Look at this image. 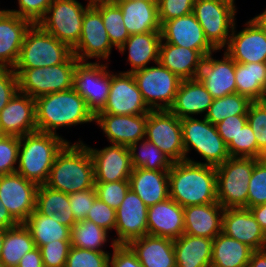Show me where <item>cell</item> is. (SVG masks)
I'll list each match as a JSON object with an SVG mask.
<instances>
[{
	"label": "cell",
	"instance_id": "obj_1",
	"mask_svg": "<svg viewBox=\"0 0 266 267\" xmlns=\"http://www.w3.org/2000/svg\"><path fill=\"white\" fill-rule=\"evenodd\" d=\"M169 197L182 207L216 203V167L186 160L173 162Z\"/></svg>",
	"mask_w": 266,
	"mask_h": 267
},
{
	"label": "cell",
	"instance_id": "obj_2",
	"mask_svg": "<svg viewBox=\"0 0 266 267\" xmlns=\"http://www.w3.org/2000/svg\"><path fill=\"white\" fill-rule=\"evenodd\" d=\"M37 131L57 134L60 127L94 122L95 116L73 88L35 99Z\"/></svg>",
	"mask_w": 266,
	"mask_h": 267
},
{
	"label": "cell",
	"instance_id": "obj_3",
	"mask_svg": "<svg viewBox=\"0 0 266 267\" xmlns=\"http://www.w3.org/2000/svg\"><path fill=\"white\" fill-rule=\"evenodd\" d=\"M67 143L56 155L44 185L66 194L94 188V165L82 140Z\"/></svg>",
	"mask_w": 266,
	"mask_h": 267
},
{
	"label": "cell",
	"instance_id": "obj_4",
	"mask_svg": "<svg viewBox=\"0 0 266 267\" xmlns=\"http://www.w3.org/2000/svg\"><path fill=\"white\" fill-rule=\"evenodd\" d=\"M69 143L62 136L35 131L20 137L17 173L44 185L56 155Z\"/></svg>",
	"mask_w": 266,
	"mask_h": 267
},
{
	"label": "cell",
	"instance_id": "obj_5",
	"mask_svg": "<svg viewBox=\"0 0 266 267\" xmlns=\"http://www.w3.org/2000/svg\"><path fill=\"white\" fill-rule=\"evenodd\" d=\"M180 122L186 161L217 167L230 158L227 144L218 134L216 125L210 123L205 117L203 119L183 118ZM192 149L205 162L195 161L188 157Z\"/></svg>",
	"mask_w": 266,
	"mask_h": 267
},
{
	"label": "cell",
	"instance_id": "obj_6",
	"mask_svg": "<svg viewBox=\"0 0 266 267\" xmlns=\"http://www.w3.org/2000/svg\"><path fill=\"white\" fill-rule=\"evenodd\" d=\"M73 49L58 41L38 23L32 24L25 34L20 55L14 68H40L66 62Z\"/></svg>",
	"mask_w": 266,
	"mask_h": 267
},
{
	"label": "cell",
	"instance_id": "obj_7",
	"mask_svg": "<svg viewBox=\"0 0 266 267\" xmlns=\"http://www.w3.org/2000/svg\"><path fill=\"white\" fill-rule=\"evenodd\" d=\"M259 159L230 157L216 167L217 202L224 208H246L249 180Z\"/></svg>",
	"mask_w": 266,
	"mask_h": 267
},
{
	"label": "cell",
	"instance_id": "obj_8",
	"mask_svg": "<svg viewBox=\"0 0 266 267\" xmlns=\"http://www.w3.org/2000/svg\"><path fill=\"white\" fill-rule=\"evenodd\" d=\"M79 60L72 55L66 62L38 68H13L19 92L36 99L39 96L73 88V76Z\"/></svg>",
	"mask_w": 266,
	"mask_h": 267
},
{
	"label": "cell",
	"instance_id": "obj_9",
	"mask_svg": "<svg viewBox=\"0 0 266 267\" xmlns=\"http://www.w3.org/2000/svg\"><path fill=\"white\" fill-rule=\"evenodd\" d=\"M236 12L235 0H195L193 7L206 39L216 50L228 45Z\"/></svg>",
	"mask_w": 266,
	"mask_h": 267
},
{
	"label": "cell",
	"instance_id": "obj_10",
	"mask_svg": "<svg viewBox=\"0 0 266 267\" xmlns=\"http://www.w3.org/2000/svg\"><path fill=\"white\" fill-rule=\"evenodd\" d=\"M144 102L150 110H169L181 79L160 62L132 73Z\"/></svg>",
	"mask_w": 266,
	"mask_h": 267
},
{
	"label": "cell",
	"instance_id": "obj_11",
	"mask_svg": "<svg viewBox=\"0 0 266 267\" xmlns=\"http://www.w3.org/2000/svg\"><path fill=\"white\" fill-rule=\"evenodd\" d=\"M88 7L77 0H53L38 24L58 41L73 48L81 37L83 16Z\"/></svg>",
	"mask_w": 266,
	"mask_h": 267
},
{
	"label": "cell",
	"instance_id": "obj_12",
	"mask_svg": "<svg viewBox=\"0 0 266 267\" xmlns=\"http://www.w3.org/2000/svg\"><path fill=\"white\" fill-rule=\"evenodd\" d=\"M106 62L78 61L73 76V89L85 100L95 116L105 106L111 85V73Z\"/></svg>",
	"mask_w": 266,
	"mask_h": 267
},
{
	"label": "cell",
	"instance_id": "obj_13",
	"mask_svg": "<svg viewBox=\"0 0 266 267\" xmlns=\"http://www.w3.org/2000/svg\"><path fill=\"white\" fill-rule=\"evenodd\" d=\"M145 139L173 162L185 160L181 122L170 110H151L148 113Z\"/></svg>",
	"mask_w": 266,
	"mask_h": 267
},
{
	"label": "cell",
	"instance_id": "obj_14",
	"mask_svg": "<svg viewBox=\"0 0 266 267\" xmlns=\"http://www.w3.org/2000/svg\"><path fill=\"white\" fill-rule=\"evenodd\" d=\"M151 110L144 102L131 73H112L109 96L104 108L97 114L140 115Z\"/></svg>",
	"mask_w": 266,
	"mask_h": 267
},
{
	"label": "cell",
	"instance_id": "obj_15",
	"mask_svg": "<svg viewBox=\"0 0 266 267\" xmlns=\"http://www.w3.org/2000/svg\"><path fill=\"white\" fill-rule=\"evenodd\" d=\"M37 189L36 183L17 172L0 176V201L18 223L35 210Z\"/></svg>",
	"mask_w": 266,
	"mask_h": 267
},
{
	"label": "cell",
	"instance_id": "obj_16",
	"mask_svg": "<svg viewBox=\"0 0 266 267\" xmlns=\"http://www.w3.org/2000/svg\"><path fill=\"white\" fill-rule=\"evenodd\" d=\"M112 48L101 13L89 6L83 16L79 42L72 48L73 55L79 61H88L89 58H96L97 62L101 59L108 61Z\"/></svg>",
	"mask_w": 266,
	"mask_h": 267
},
{
	"label": "cell",
	"instance_id": "obj_17",
	"mask_svg": "<svg viewBox=\"0 0 266 267\" xmlns=\"http://www.w3.org/2000/svg\"><path fill=\"white\" fill-rule=\"evenodd\" d=\"M148 207L131 189L116 209L117 238L111 240L116 245H128L131 241L148 235Z\"/></svg>",
	"mask_w": 266,
	"mask_h": 267
},
{
	"label": "cell",
	"instance_id": "obj_18",
	"mask_svg": "<svg viewBox=\"0 0 266 267\" xmlns=\"http://www.w3.org/2000/svg\"><path fill=\"white\" fill-rule=\"evenodd\" d=\"M234 25L225 52L238 63L266 62V32L252 18L245 23V28L236 31Z\"/></svg>",
	"mask_w": 266,
	"mask_h": 267
},
{
	"label": "cell",
	"instance_id": "obj_19",
	"mask_svg": "<svg viewBox=\"0 0 266 267\" xmlns=\"http://www.w3.org/2000/svg\"><path fill=\"white\" fill-rule=\"evenodd\" d=\"M84 145L93 160L95 182L129 180L133 170L129 147L111 144L99 150Z\"/></svg>",
	"mask_w": 266,
	"mask_h": 267
},
{
	"label": "cell",
	"instance_id": "obj_20",
	"mask_svg": "<svg viewBox=\"0 0 266 267\" xmlns=\"http://www.w3.org/2000/svg\"><path fill=\"white\" fill-rule=\"evenodd\" d=\"M161 39L166 43L198 50L204 57L221 51L208 42L193 12L165 21L161 25Z\"/></svg>",
	"mask_w": 266,
	"mask_h": 267
},
{
	"label": "cell",
	"instance_id": "obj_21",
	"mask_svg": "<svg viewBox=\"0 0 266 267\" xmlns=\"http://www.w3.org/2000/svg\"><path fill=\"white\" fill-rule=\"evenodd\" d=\"M35 131V99L18 91L0 111V135L20 138Z\"/></svg>",
	"mask_w": 266,
	"mask_h": 267
},
{
	"label": "cell",
	"instance_id": "obj_22",
	"mask_svg": "<svg viewBox=\"0 0 266 267\" xmlns=\"http://www.w3.org/2000/svg\"><path fill=\"white\" fill-rule=\"evenodd\" d=\"M148 113L140 115L96 114L94 122L103 130L110 144L130 147L145 139Z\"/></svg>",
	"mask_w": 266,
	"mask_h": 267
},
{
	"label": "cell",
	"instance_id": "obj_23",
	"mask_svg": "<svg viewBox=\"0 0 266 267\" xmlns=\"http://www.w3.org/2000/svg\"><path fill=\"white\" fill-rule=\"evenodd\" d=\"M219 60L209 53L201 63L198 79L214 99L237 93L235 61L224 51Z\"/></svg>",
	"mask_w": 266,
	"mask_h": 267
},
{
	"label": "cell",
	"instance_id": "obj_24",
	"mask_svg": "<svg viewBox=\"0 0 266 267\" xmlns=\"http://www.w3.org/2000/svg\"><path fill=\"white\" fill-rule=\"evenodd\" d=\"M222 233L248 245L254 251L266 249V233L249 209H224Z\"/></svg>",
	"mask_w": 266,
	"mask_h": 267
},
{
	"label": "cell",
	"instance_id": "obj_25",
	"mask_svg": "<svg viewBox=\"0 0 266 267\" xmlns=\"http://www.w3.org/2000/svg\"><path fill=\"white\" fill-rule=\"evenodd\" d=\"M33 23L2 9L0 11V69H13L27 30Z\"/></svg>",
	"mask_w": 266,
	"mask_h": 267
},
{
	"label": "cell",
	"instance_id": "obj_26",
	"mask_svg": "<svg viewBox=\"0 0 266 267\" xmlns=\"http://www.w3.org/2000/svg\"><path fill=\"white\" fill-rule=\"evenodd\" d=\"M148 235L177 239L184 234V207L170 197L148 207Z\"/></svg>",
	"mask_w": 266,
	"mask_h": 267
},
{
	"label": "cell",
	"instance_id": "obj_27",
	"mask_svg": "<svg viewBox=\"0 0 266 267\" xmlns=\"http://www.w3.org/2000/svg\"><path fill=\"white\" fill-rule=\"evenodd\" d=\"M223 212L218 202L184 207V234L214 239L222 232Z\"/></svg>",
	"mask_w": 266,
	"mask_h": 267
},
{
	"label": "cell",
	"instance_id": "obj_28",
	"mask_svg": "<svg viewBox=\"0 0 266 267\" xmlns=\"http://www.w3.org/2000/svg\"><path fill=\"white\" fill-rule=\"evenodd\" d=\"M213 99L198 78L182 80L169 110L180 120L202 113L206 115Z\"/></svg>",
	"mask_w": 266,
	"mask_h": 267
},
{
	"label": "cell",
	"instance_id": "obj_29",
	"mask_svg": "<svg viewBox=\"0 0 266 267\" xmlns=\"http://www.w3.org/2000/svg\"><path fill=\"white\" fill-rule=\"evenodd\" d=\"M129 184L147 207L169 198V170L133 168Z\"/></svg>",
	"mask_w": 266,
	"mask_h": 267
},
{
	"label": "cell",
	"instance_id": "obj_30",
	"mask_svg": "<svg viewBox=\"0 0 266 267\" xmlns=\"http://www.w3.org/2000/svg\"><path fill=\"white\" fill-rule=\"evenodd\" d=\"M128 246L143 267H176L173 239L145 235L131 241Z\"/></svg>",
	"mask_w": 266,
	"mask_h": 267
},
{
	"label": "cell",
	"instance_id": "obj_31",
	"mask_svg": "<svg viewBox=\"0 0 266 267\" xmlns=\"http://www.w3.org/2000/svg\"><path fill=\"white\" fill-rule=\"evenodd\" d=\"M204 56L194 49L166 43L161 39L159 46V62L181 80L198 77Z\"/></svg>",
	"mask_w": 266,
	"mask_h": 267
},
{
	"label": "cell",
	"instance_id": "obj_32",
	"mask_svg": "<svg viewBox=\"0 0 266 267\" xmlns=\"http://www.w3.org/2000/svg\"><path fill=\"white\" fill-rule=\"evenodd\" d=\"M119 5L124 25L129 33L143 34L161 31L157 1H112Z\"/></svg>",
	"mask_w": 266,
	"mask_h": 267
},
{
	"label": "cell",
	"instance_id": "obj_33",
	"mask_svg": "<svg viewBox=\"0 0 266 267\" xmlns=\"http://www.w3.org/2000/svg\"><path fill=\"white\" fill-rule=\"evenodd\" d=\"M161 31H152L143 34H133L117 49L121 54L128 50V59L131 68L125 73H133L148 67L153 61L159 62V46Z\"/></svg>",
	"mask_w": 266,
	"mask_h": 267
},
{
	"label": "cell",
	"instance_id": "obj_34",
	"mask_svg": "<svg viewBox=\"0 0 266 267\" xmlns=\"http://www.w3.org/2000/svg\"><path fill=\"white\" fill-rule=\"evenodd\" d=\"M213 239L183 234L174 240L176 267H211Z\"/></svg>",
	"mask_w": 266,
	"mask_h": 267
},
{
	"label": "cell",
	"instance_id": "obj_35",
	"mask_svg": "<svg viewBox=\"0 0 266 267\" xmlns=\"http://www.w3.org/2000/svg\"><path fill=\"white\" fill-rule=\"evenodd\" d=\"M35 210L72 229L76 223L70 207L69 194L39 185L36 192Z\"/></svg>",
	"mask_w": 266,
	"mask_h": 267
},
{
	"label": "cell",
	"instance_id": "obj_36",
	"mask_svg": "<svg viewBox=\"0 0 266 267\" xmlns=\"http://www.w3.org/2000/svg\"><path fill=\"white\" fill-rule=\"evenodd\" d=\"M253 251L221 232L213 239L211 267H247Z\"/></svg>",
	"mask_w": 266,
	"mask_h": 267
},
{
	"label": "cell",
	"instance_id": "obj_37",
	"mask_svg": "<svg viewBox=\"0 0 266 267\" xmlns=\"http://www.w3.org/2000/svg\"><path fill=\"white\" fill-rule=\"evenodd\" d=\"M235 81L237 93L249 98L252 102L262 101L266 83V62H235Z\"/></svg>",
	"mask_w": 266,
	"mask_h": 267
},
{
	"label": "cell",
	"instance_id": "obj_38",
	"mask_svg": "<svg viewBox=\"0 0 266 267\" xmlns=\"http://www.w3.org/2000/svg\"><path fill=\"white\" fill-rule=\"evenodd\" d=\"M35 248V242L27 227L18 223L5 231L1 262L5 267H17L21 258Z\"/></svg>",
	"mask_w": 266,
	"mask_h": 267
},
{
	"label": "cell",
	"instance_id": "obj_39",
	"mask_svg": "<svg viewBox=\"0 0 266 267\" xmlns=\"http://www.w3.org/2000/svg\"><path fill=\"white\" fill-rule=\"evenodd\" d=\"M23 224L38 248L57 240H71V228L53 220L52 215L44 216L34 210Z\"/></svg>",
	"mask_w": 266,
	"mask_h": 267
},
{
	"label": "cell",
	"instance_id": "obj_40",
	"mask_svg": "<svg viewBox=\"0 0 266 267\" xmlns=\"http://www.w3.org/2000/svg\"><path fill=\"white\" fill-rule=\"evenodd\" d=\"M139 143L141 144L139 145ZM138 149L139 151H137ZM129 150L133 168L155 171L170 170L173 164V161L167 155L146 139L133 143Z\"/></svg>",
	"mask_w": 266,
	"mask_h": 267
},
{
	"label": "cell",
	"instance_id": "obj_41",
	"mask_svg": "<svg viewBox=\"0 0 266 267\" xmlns=\"http://www.w3.org/2000/svg\"><path fill=\"white\" fill-rule=\"evenodd\" d=\"M108 233V231L89 220L77 221L71 229V246L106 252L103 250V246L108 240Z\"/></svg>",
	"mask_w": 266,
	"mask_h": 267
},
{
	"label": "cell",
	"instance_id": "obj_42",
	"mask_svg": "<svg viewBox=\"0 0 266 267\" xmlns=\"http://www.w3.org/2000/svg\"><path fill=\"white\" fill-rule=\"evenodd\" d=\"M252 101L239 93L213 99L204 117L213 125L232 115H247Z\"/></svg>",
	"mask_w": 266,
	"mask_h": 267
},
{
	"label": "cell",
	"instance_id": "obj_43",
	"mask_svg": "<svg viewBox=\"0 0 266 267\" xmlns=\"http://www.w3.org/2000/svg\"><path fill=\"white\" fill-rule=\"evenodd\" d=\"M94 7L101 13L110 43L115 49H118L130 37L124 25L123 14L119 5L110 1Z\"/></svg>",
	"mask_w": 266,
	"mask_h": 267
},
{
	"label": "cell",
	"instance_id": "obj_44",
	"mask_svg": "<svg viewBox=\"0 0 266 267\" xmlns=\"http://www.w3.org/2000/svg\"><path fill=\"white\" fill-rule=\"evenodd\" d=\"M227 149L230 157L266 158V155L257 147L256 137L248 123H245L235 139L227 144Z\"/></svg>",
	"mask_w": 266,
	"mask_h": 267
},
{
	"label": "cell",
	"instance_id": "obj_45",
	"mask_svg": "<svg viewBox=\"0 0 266 267\" xmlns=\"http://www.w3.org/2000/svg\"><path fill=\"white\" fill-rule=\"evenodd\" d=\"M266 203V158L259 159L253 168L249 185L247 209Z\"/></svg>",
	"mask_w": 266,
	"mask_h": 267
},
{
	"label": "cell",
	"instance_id": "obj_46",
	"mask_svg": "<svg viewBox=\"0 0 266 267\" xmlns=\"http://www.w3.org/2000/svg\"><path fill=\"white\" fill-rule=\"evenodd\" d=\"M109 252L71 247L65 267H109Z\"/></svg>",
	"mask_w": 266,
	"mask_h": 267
},
{
	"label": "cell",
	"instance_id": "obj_47",
	"mask_svg": "<svg viewBox=\"0 0 266 267\" xmlns=\"http://www.w3.org/2000/svg\"><path fill=\"white\" fill-rule=\"evenodd\" d=\"M247 123L254 132L257 147L266 155V102L254 101L250 104Z\"/></svg>",
	"mask_w": 266,
	"mask_h": 267
},
{
	"label": "cell",
	"instance_id": "obj_48",
	"mask_svg": "<svg viewBox=\"0 0 266 267\" xmlns=\"http://www.w3.org/2000/svg\"><path fill=\"white\" fill-rule=\"evenodd\" d=\"M97 197L115 210L121 205L130 189L129 180L95 182Z\"/></svg>",
	"mask_w": 266,
	"mask_h": 267
},
{
	"label": "cell",
	"instance_id": "obj_49",
	"mask_svg": "<svg viewBox=\"0 0 266 267\" xmlns=\"http://www.w3.org/2000/svg\"><path fill=\"white\" fill-rule=\"evenodd\" d=\"M20 138L0 135V176L17 171Z\"/></svg>",
	"mask_w": 266,
	"mask_h": 267
},
{
	"label": "cell",
	"instance_id": "obj_50",
	"mask_svg": "<svg viewBox=\"0 0 266 267\" xmlns=\"http://www.w3.org/2000/svg\"><path fill=\"white\" fill-rule=\"evenodd\" d=\"M71 247L70 240H57L41 246L43 267H65Z\"/></svg>",
	"mask_w": 266,
	"mask_h": 267
},
{
	"label": "cell",
	"instance_id": "obj_51",
	"mask_svg": "<svg viewBox=\"0 0 266 267\" xmlns=\"http://www.w3.org/2000/svg\"><path fill=\"white\" fill-rule=\"evenodd\" d=\"M160 25L193 12L195 0H157Z\"/></svg>",
	"mask_w": 266,
	"mask_h": 267
},
{
	"label": "cell",
	"instance_id": "obj_52",
	"mask_svg": "<svg viewBox=\"0 0 266 267\" xmlns=\"http://www.w3.org/2000/svg\"><path fill=\"white\" fill-rule=\"evenodd\" d=\"M86 220L94 222L106 231L115 230L116 210L97 197L89 210Z\"/></svg>",
	"mask_w": 266,
	"mask_h": 267
},
{
	"label": "cell",
	"instance_id": "obj_53",
	"mask_svg": "<svg viewBox=\"0 0 266 267\" xmlns=\"http://www.w3.org/2000/svg\"><path fill=\"white\" fill-rule=\"evenodd\" d=\"M19 10L7 9L19 17L38 23L46 14L53 0H17Z\"/></svg>",
	"mask_w": 266,
	"mask_h": 267
},
{
	"label": "cell",
	"instance_id": "obj_54",
	"mask_svg": "<svg viewBox=\"0 0 266 267\" xmlns=\"http://www.w3.org/2000/svg\"><path fill=\"white\" fill-rule=\"evenodd\" d=\"M96 198L97 194L95 187L69 194L70 207L76 222L86 220L89 210Z\"/></svg>",
	"mask_w": 266,
	"mask_h": 267
},
{
	"label": "cell",
	"instance_id": "obj_55",
	"mask_svg": "<svg viewBox=\"0 0 266 267\" xmlns=\"http://www.w3.org/2000/svg\"><path fill=\"white\" fill-rule=\"evenodd\" d=\"M110 246L113 252L112 256L110 254L109 267H143L128 245H116L112 242Z\"/></svg>",
	"mask_w": 266,
	"mask_h": 267
},
{
	"label": "cell",
	"instance_id": "obj_56",
	"mask_svg": "<svg viewBox=\"0 0 266 267\" xmlns=\"http://www.w3.org/2000/svg\"><path fill=\"white\" fill-rule=\"evenodd\" d=\"M19 91L18 77L13 69H0V111Z\"/></svg>",
	"mask_w": 266,
	"mask_h": 267
},
{
	"label": "cell",
	"instance_id": "obj_57",
	"mask_svg": "<svg viewBox=\"0 0 266 267\" xmlns=\"http://www.w3.org/2000/svg\"><path fill=\"white\" fill-rule=\"evenodd\" d=\"M247 123V115H232L216 124L218 134L228 144L235 139L240 129Z\"/></svg>",
	"mask_w": 266,
	"mask_h": 267
},
{
	"label": "cell",
	"instance_id": "obj_58",
	"mask_svg": "<svg viewBox=\"0 0 266 267\" xmlns=\"http://www.w3.org/2000/svg\"><path fill=\"white\" fill-rule=\"evenodd\" d=\"M17 267H43L42 255L40 248L36 247L27 252L20 260Z\"/></svg>",
	"mask_w": 266,
	"mask_h": 267
},
{
	"label": "cell",
	"instance_id": "obj_59",
	"mask_svg": "<svg viewBox=\"0 0 266 267\" xmlns=\"http://www.w3.org/2000/svg\"><path fill=\"white\" fill-rule=\"evenodd\" d=\"M262 230L266 233V203L248 208Z\"/></svg>",
	"mask_w": 266,
	"mask_h": 267
},
{
	"label": "cell",
	"instance_id": "obj_60",
	"mask_svg": "<svg viewBox=\"0 0 266 267\" xmlns=\"http://www.w3.org/2000/svg\"><path fill=\"white\" fill-rule=\"evenodd\" d=\"M17 224L18 222L10 215L4 204L0 201V229H7Z\"/></svg>",
	"mask_w": 266,
	"mask_h": 267
},
{
	"label": "cell",
	"instance_id": "obj_61",
	"mask_svg": "<svg viewBox=\"0 0 266 267\" xmlns=\"http://www.w3.org/2000/svg\"><path fill=\"white\" fill-rule=\"evenodd\" d=\"M247 267H266V249L253 251Z\"/></svg>",
	"mask_w": 266,
	"mask_h": 267
},
{
	"label": "cell",
	"instance_id": "obj_62",
	"mask_svg": "<svg viewBox=\"0 0 266 267\" xmlns=\"http://www.w3.org/2000/svg\"><path fill=\"white\" fill-rule=\"evenodd\" d=\"M253 18L258 22V24H259V25L264 29V31L266 32V9H265L262 13L256 15V16L253 17Z\"/></svg>",
	"mask_w": 266,
	"mask_h": 267
},
{
	"label": "cell",
	"instance_id": "obj_63",
	"mask_svg": "<svg viewBox=\"0 0 266 267\" xmlns=\"http://www.w3.org/2000/svg\"><path fill=\"white\" fill-rule=\"evenodd\" d=\"M111 0H87L89 6H95L104 2H110Z\"/></svg>",
	"mask_w": 266,
	"mask_h": 267
},
{
	"label": "cell",
	"instance_id": "obj_64",
	"mask_svg": "<svg viewBox=\"0 0 266 267\" xmlns=\"http://www.w3.org/2000/svg\"><path fill=\"white\" fill-rule=\"evenodd\" d=\"M5 231H6V229H0V262H1V252H2V246H3Z\"/></svg>",
	"mask_w": 266,
	"mask_h": 267
},
{
	"label": "cell",
	"instance_id": "obj_65",
	"mask_svg": "<svg viewBox=\"0 0 266 267\" xmlns=\"http://www.w3.org/2000/svg\"><path fill=\"white\" fill-rule=\"evenodd\" d=\"M263 102H266V83H265V86H264V91H263V99H262Z\"/></svg>",
	"mask_w": 266,
	"mask_h": 267
},
{
	"label": "cell",
	"instance_id": "obj_66",
	"mask_svg": "<svg viewBox=\"0 0 266 267\" xmlns=\"http://www.w3.org/2000/svg\"><path fill=\"white\" fill-rule=\"evenodd\" d=\"M111 1H157V0H111Z\"/></svg>",
	"mask_w": 266,
	"mask_h": 267
},
{
	"label": "cell",
	"instance_id": "obj_67",
	"mask_svg": "<svg viewBox=\"0 0 266 267\" xmlns=\"http://www.w3.org/2000/svg\"><path fill=\"white\" fill-rule=\"evenodd\" d=\"M0 267H5L4 264L2 262H0Z\"/></svg>",
	"mask_w": 266,
	"mask_h": 267
}]
</instances>
